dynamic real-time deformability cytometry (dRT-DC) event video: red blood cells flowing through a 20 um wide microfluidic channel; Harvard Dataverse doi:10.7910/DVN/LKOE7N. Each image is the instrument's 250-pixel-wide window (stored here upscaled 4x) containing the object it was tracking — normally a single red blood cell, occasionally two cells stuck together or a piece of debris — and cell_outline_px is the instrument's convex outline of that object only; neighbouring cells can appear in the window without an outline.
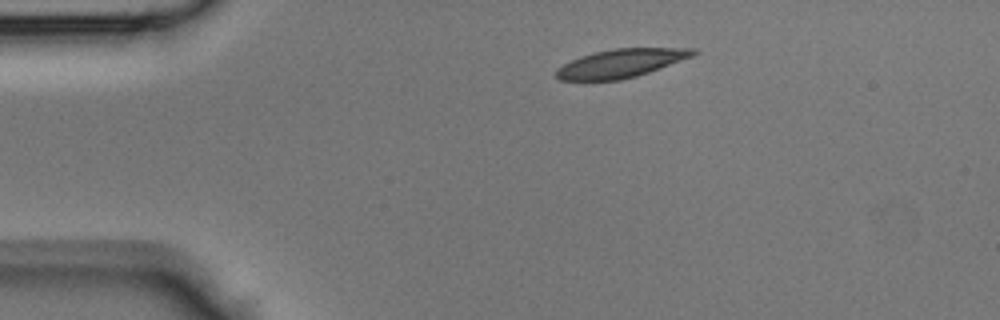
{"species": "Egyptian fruit bat (a non-hibernating species)", "species_latin": "Rousettus aegyptiacus", "temperature_condition": "room temperature", "stored_images_in_passage": 36, "camera_frame_rate_fps": 3000, "um_per_image_px": 0.085, "animal": {"sex": "male"}, "frame": {"image": 1, "passage_image": 1, "time_ms": 0.0, "image_size_px": [1000, 320], "cell_outline_px": [[700, 52], [692, 56], [660, 68], [636, 76], [620, 80], [560, 80], [556, 76], [556, 68], [580, 56], [596, 52], [616, 48], [696, 48]], "centroid_in_image_um": [52.79, 5.37], "position_along_channel_um": 32.2, "area_um2": 22.48}}
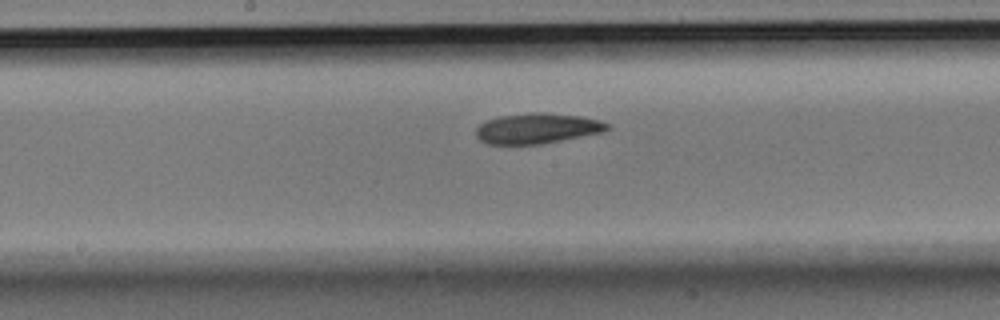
{"frame": {"image": 2, "passage_image": 15, "time_ms": 4.667, "image_size_px": [1000, 320], "cell_outline_px": [[608, 128], [604, 132], [540, 144], [488, 144], [480, 140], [476, 136], [476, 128], [480, 124], [488, 120], [500, 116], [532, 112], [544, 112], [580, 116], [600, 120], [608, 124]], "centroid_in_image_um": [45.65, 10.91], "position_along_channel_um": 202.5, "area_um2": 23.12}}
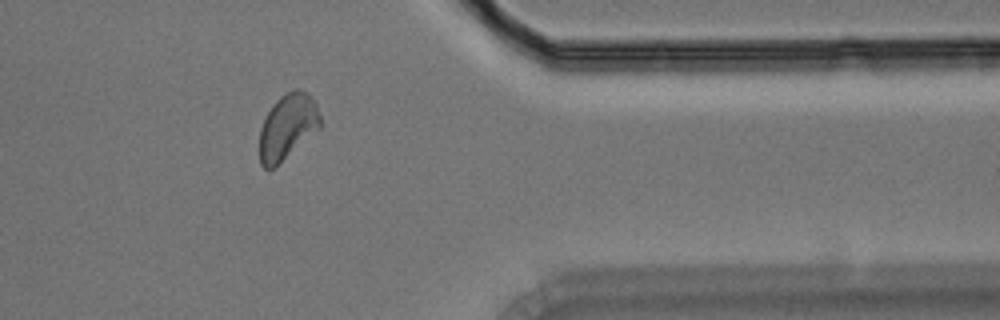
{"frame": {"image": 3, "passage_image": 28, "time_ms": 9.0, "image_size_px": [1000, 320], "cell_outline_px": [[324, 124], [320, 128], [272, 168], [264, 168], [260, 164], [260, 128], [272, 104], [280, 96], [292, 88], [296, 88], [308, 92], [316, 100]], "centroid_in_image_um": [24.49, 10.69], "position_along_channel_um": 386.9, "area_um2": 23.29}}